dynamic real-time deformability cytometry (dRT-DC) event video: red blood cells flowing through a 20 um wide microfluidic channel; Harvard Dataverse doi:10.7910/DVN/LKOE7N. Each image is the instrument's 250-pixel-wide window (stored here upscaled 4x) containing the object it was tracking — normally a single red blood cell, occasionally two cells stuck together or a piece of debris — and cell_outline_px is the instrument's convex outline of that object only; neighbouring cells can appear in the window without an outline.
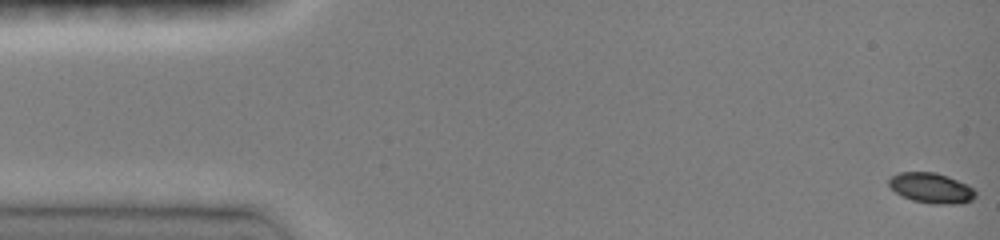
{"species": "common noctule bat (a hibernating species)", "species_latin": "Nyctalus noctula", "temperature_condition": "room temperature", "stored_images_in_passage": 47, "camera_frame_rate_fps": 3000, "um_per_image_px": 0.085, "animal": {"sex": "female", "body_mass_g": 19.0, "forearm_length_mm": 51.5}, "frame": {"image": 1, "passage_image": 1, "time_ms": 0.0, "image_size_px": [1000, 240], "cell_outline_px": [[976, 196], [972, 200], [960, 204], [932, 204], [912, 200], [900, 196], [888, 184], [888, 180], [892, 176], [900, 172], [936, 172], [948, 176], [968, 184], [976, 192]], "centroid_in_image_um": [79.17, 15.99], "position_along_channel_um": 5.8, "area_um2": 15.43}}
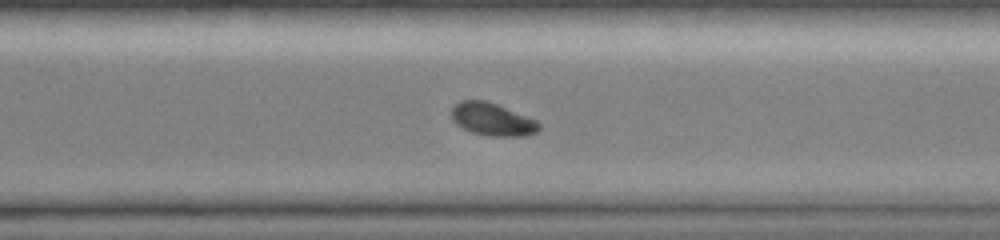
{"frame": {"image": 2, "passage_image": 34, "time_ms": 11.0, "image_size_px": [1000, 240], "cell_outline_px": [[540, 128], [536, 132], [524, 136], [492, 136], [472, 132], [456, 124], [452, 120], [452, 108], [460, 100], [484, 100], [496, 104], [536, 120], [540, 124]], "centroid_in_image_um": [41.84, 10.14], "position_along_channel_um": 328.8, "area_um2": 16.42}}
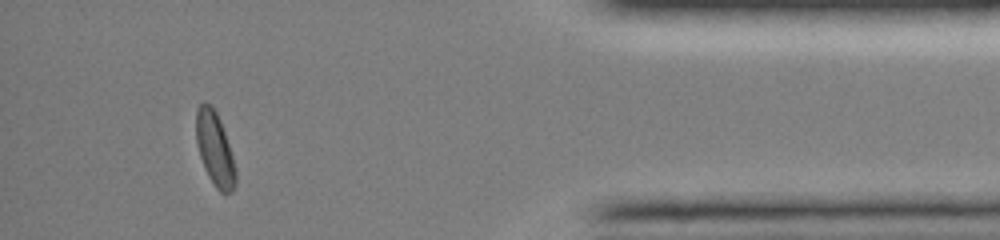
{"frame": {"image": 3, "passage_image": 43, "time_ms": 14.0, "image_size_px": [1000, 240], "cell_outline_px": [[236, 184], [232, 192], [220, 192], [216, 188], [208, 176], [204, 168], [196, 144], [196, 108], [204, 100], [212, 104], [220, 120], [232, 156], [236, 172]], "centroid_in_image_um": [18.24, 12.63], "position_along_channel_um": 417.0, "area_um2": 16.99}, "authors_computed_cell_mechanics": {"area_um2": 16.8198, "velocity_mm_per_s": 4.1129, "shape_relaxation_time_tau1_ms": 1.8052, "shape_relaxation_time_tau2_ms": null, "deformation_change_tau1": 0.1267, "deformation_change_tau2": null}}